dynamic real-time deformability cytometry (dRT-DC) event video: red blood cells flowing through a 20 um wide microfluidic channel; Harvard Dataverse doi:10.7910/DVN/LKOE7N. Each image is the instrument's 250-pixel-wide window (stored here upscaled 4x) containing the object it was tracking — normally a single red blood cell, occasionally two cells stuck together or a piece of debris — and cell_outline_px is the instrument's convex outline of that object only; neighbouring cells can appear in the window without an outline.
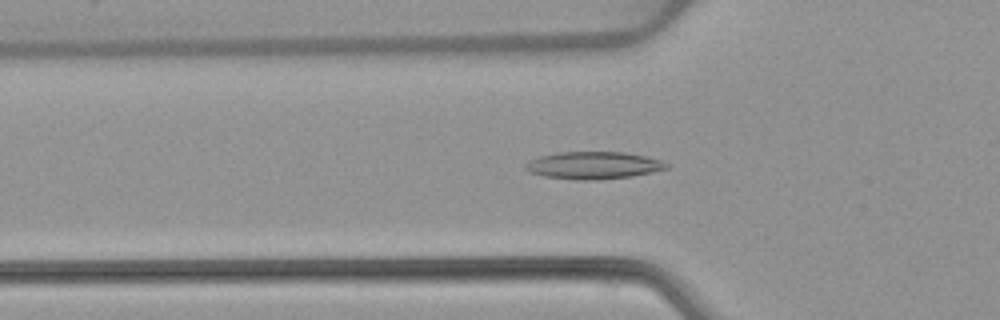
{"species": "common noctule bat (a hibernating species)", "species_latin": "Nyctalus noctula", "temperature_condition": "warm", "stored_images_in_passage": 53, "camera_frame_rate_fps": 3000, "um_per_image_px": 0.085, "animal": {"sex": "female", "body_mass_g": 22.7, "forearm_length_mm": 54.2}, "frame": {"image": 1, "passage_image": 18, "time_ms": 5.667, "image_size_px": [1000, 320], "cell_outline_px": [[668, 168], [652, 172], [632, 176], [596, 180], [580, 180], [544, 176], [528, 172], [524, 168], [524, 164], [528, 160], [540, 156], [560, 152], [624, 152], [644, 156], [660, 160], [668, 164]], "centroid_in_image_um": [50.4, 14.05], "position_along_channel_um": 75.4, "area_um2": 22.43}}
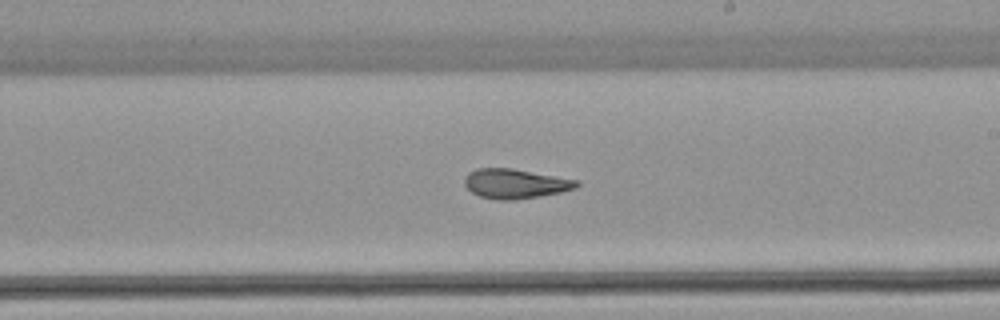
{"frame": {"image": 2, "passage_image": 31, "time_ms": 10.0, "image_size_px": [1000, 320], "cell_outline_px": [[580, 184], [576, 188], [560, 192], [540, 196], [512, 200], [496, 200], [480, 196], [472, 192], [464, 184], [464, 176], [468, 172], [476, 168], [512, 168], [580, 180]], "centroid_in_image_um": [43.8, 15.6], "position_along_channel_um": 245.2, "area_um2": 19.48}}
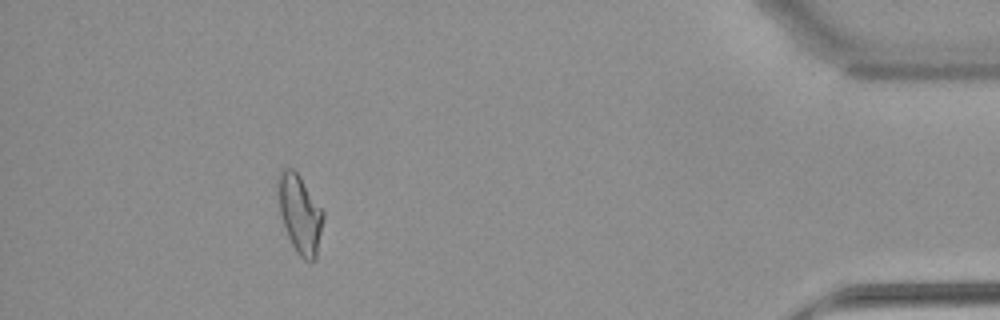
{"frame": {"image": 3, "passage_image": 48, "time_ms": 15.667, "image_size_px": [1000, 320], "cell_outline_px": [[324, 216], [316, 256], [312, 264], [304, 260], [296, 252], [288, 236], [280, 212], [276, 184], [276, 176], [280, 168], [292, 168], [300, 176], [324, 212]], "centroid_in_image_um": [25.46, 18.15], "position_along_channel_um": 409.7, "area_um2": 20.75}, "authors_computed_cell_mechanics": {"area_um2": 20.6924, "velocity_mm_per_s": 3.9083, "shape_relaxation_time_tau1_ms": null, "shape_relaxation_time_tau2_ms": 2.3012, "deformation_change_tau1": null, "deformation_change_tau2": 0.1021}}